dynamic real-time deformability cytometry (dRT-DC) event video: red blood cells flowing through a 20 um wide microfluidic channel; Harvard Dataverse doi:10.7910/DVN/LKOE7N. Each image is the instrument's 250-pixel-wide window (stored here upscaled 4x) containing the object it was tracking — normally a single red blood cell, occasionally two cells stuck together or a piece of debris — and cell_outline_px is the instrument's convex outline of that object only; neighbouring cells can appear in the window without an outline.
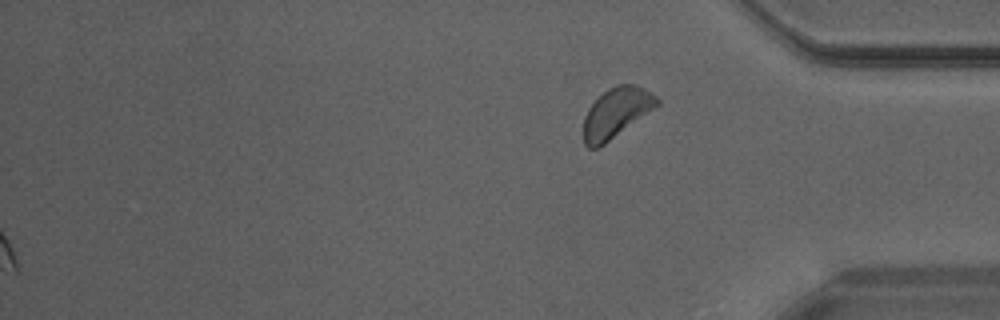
{"species": "Egyptian fruit bat (a non-hibernating species)", "species_latin": "Rousettus aegyptiacus", "temperature_condition": "warm", "stored_images_in_passage": 27, "segment_of_instrument_passage": [2, 2], "camera_frame_rate_fps": 3000, "um_per_image_px": 0.085, "animal": {"sex": "male"}, "frame": {"image": 1, "passage_image": 27, "time_ms": 8.667, "image_size_px": [1000, 320], "cell_outline_px": [[660, 104], [604, 144], [596, 148], [588, 148], [584, 144], [584, 116], [588, 108], [608, 88], [616, 84], [636, 84], [644, 88], [656, 96], [660, 100]], "centroid_in_image_um": [52.38, 9.56], "position_along_channel_um": 382.8, "area_um2": 21.1}}